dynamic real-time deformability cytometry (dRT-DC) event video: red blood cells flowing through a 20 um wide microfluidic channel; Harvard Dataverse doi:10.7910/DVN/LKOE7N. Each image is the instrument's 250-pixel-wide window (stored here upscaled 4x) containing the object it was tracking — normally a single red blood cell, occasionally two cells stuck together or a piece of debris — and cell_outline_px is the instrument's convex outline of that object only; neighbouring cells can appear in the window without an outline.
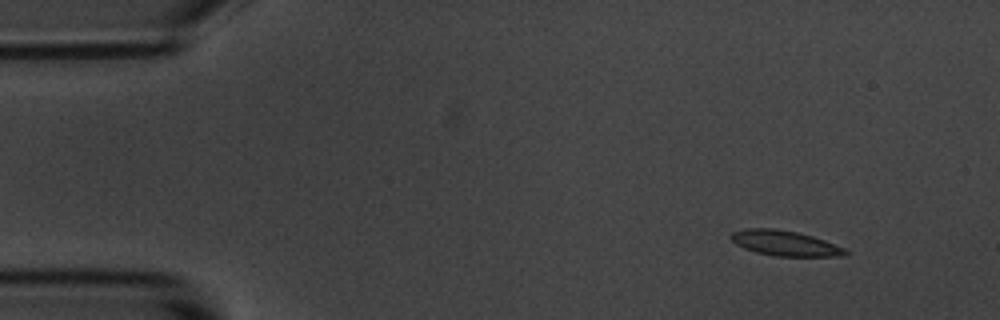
{"species": "common noctule bat (a hibernating species)", "species_latin": "Nyctalus noctula", "temperature_condition": "room temperature", "stored_images_in_passage": 50, "camera_frame_rate_fps": 3000, "um_per_image_px": 0.085, "animal": {"sex": "male", "body_mass_g": 20.1, "forearm_length_mm": 53.5}, "frame": {"image": 1, "passage_image": 1, "time_ms": 0.0, "image_size_px": [1000, 320], "cell_outline_px": [[848, 252], [840, 256], [776, 256], [756, 252], [744, 248], [736, 244], [728, 236], [732, 232], [748, 228], [772, 228], [796, 232], [812, 236], [824, 240], [844, 248]], "centroid_in_image_um": [66.67, 20.66], "position_along_channel_um": 18.3, "area_um2": 16.59}}
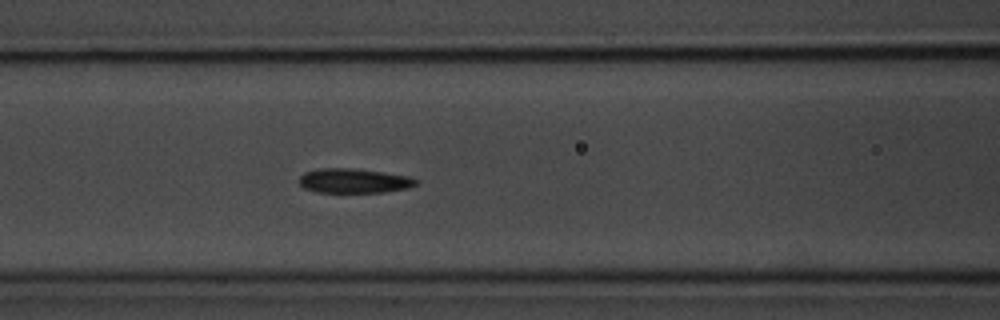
{"frame": {"image": 2, "passage_image": 18, "time_ms": 5.667, "image_size_px": [1000, 320], "cell_outline_px": [[420, 180], [416, 184], [408, 188], [384, 192], [316, 192], [304, 188], [300, 184], [300, 176], [304, 172], [320, 168], [352, 168], [384, 172], [412, 176]], "centroid_in_image_um": [30.12, 15.36], "position_along_channel_um": 136.5, "area_um2": 16.82}}
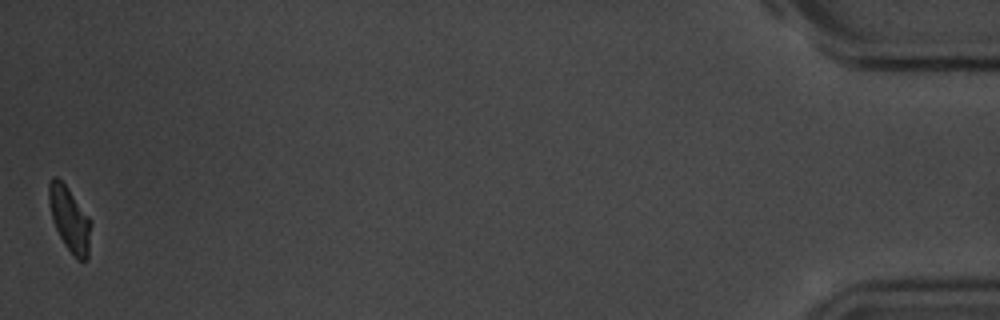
{"frame": {"image": 3, "passage_image": 50, "time_ms": 16.333, "image_size_px": [1000, 320], "cell_outline_px": [[92, 224], [88, 256], [84, 260], [76, 260], [64, 244], [52, 220], [48, 200], [48, 184], [52, 176], [56, 176], [68, 188], [88, 216]], "centroid_in_image_um": [5.91, 18.63], "position_along_channel_um": 429.3, "area_um2": 15.84}, "authors_computed_cell_mechanics": {"area_um2": 17.051, "velocity_mm_per_s": 3.636, "shape_relaxation_time_tau1_ms": 3.6066, "shape_relaxation_time_tau2_ms": 3.0634, "deformation_change_tau1": 0.0908, "deformation_change_tau2": 0.0827}}